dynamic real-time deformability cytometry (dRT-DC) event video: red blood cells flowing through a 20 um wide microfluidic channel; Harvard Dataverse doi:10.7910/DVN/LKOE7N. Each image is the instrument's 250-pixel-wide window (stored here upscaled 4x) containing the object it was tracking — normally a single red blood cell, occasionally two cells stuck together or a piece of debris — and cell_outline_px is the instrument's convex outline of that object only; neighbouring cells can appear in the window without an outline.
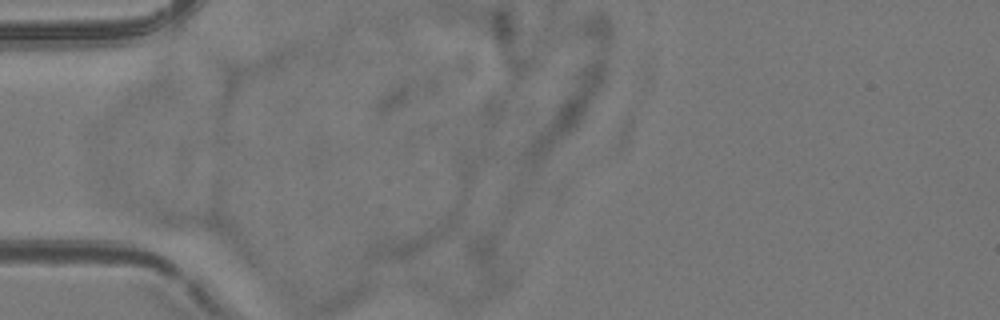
{"species": "common noctule bat (a hibernating species)", "species_latin": "Nyctalus noctula", "temperature_condition": "room temperature", "stored_images_in_passage": 3, "camera_frame_rate_fps": 3000, "um_per_image_px": 0.085, "animal": {"sex": "female", "body_mass_g": 24.6, "forearm_length_mm": 56.2}, "frame": {"image": 1, "passage_image": 1, "time_ms": 0.0, "image_size_px": [1000, 320], "cell_outline_px": [[224, 228], [220, 232], [148, 232], [100, 220], [96, 216], [96, 204], [108, 200], [212, 212], [220, 220]], "centroid_in_image_um": [13.4, 18.51], "position_along_channel_um": 71.6, "area_um2": 20.75}}